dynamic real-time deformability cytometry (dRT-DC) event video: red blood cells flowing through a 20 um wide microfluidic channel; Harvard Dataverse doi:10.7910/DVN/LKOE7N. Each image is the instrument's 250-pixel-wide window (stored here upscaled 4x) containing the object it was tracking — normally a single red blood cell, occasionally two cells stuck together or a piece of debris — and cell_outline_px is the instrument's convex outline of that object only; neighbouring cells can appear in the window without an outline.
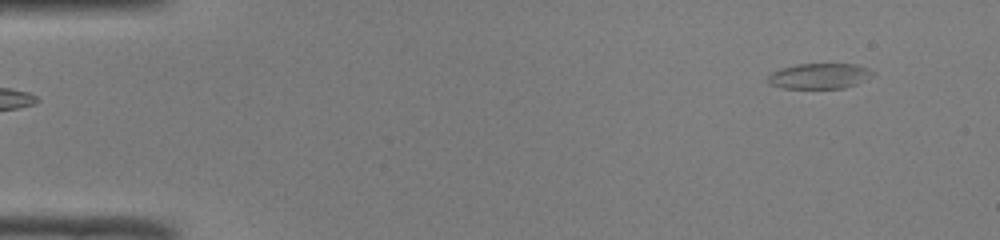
{"species": "common noctule bat (a hibernating species)", "species_latin": "Nyctalus noctula", "temperature_condition": "room temperature", "stored_images_in_passage": 47, "camera_frame_rate_fps": 3000, "um_per_image_px": 0.085, "animal": {"sex": "male", "body_mass_g": 19.0, "forearm_length_mm": 50.8}, "frame": {"image": 1, "passage_image": 1, "time_ms": 0.0, "image_size_px": [1000, 240], "cell_outline_px": [[872, 72], [856, 84], [844, 88], [784, 88], [772, 84], [768, 80], [768, 76], [772, 72], [780, 68], [796, 64], [856, 64], [868, 68]], "centroid_in_image_um": [69.59, 6.45], "position_along_channel_um": 15.4, "area_um2": 15.14}}
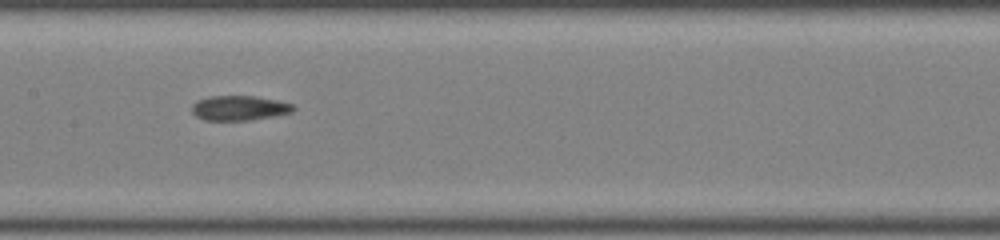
{"frame": {"image": 2, "passage_image": 22, "time_ms": 7.0, "image_size_px": [1000, 240], "cell_outline_px": [[296, 108], [292, 112], [272, 116], [248, 120], [204, 120], [196, 116], [192, 112], [192, 104], [196, 100], [212, 96], [252, 96], [276, 100], [292, 104]], "centroid_in_image_um": [20.31, 9.18], "position_along_channel_um": 187.1, "area_um2": 14.51}}
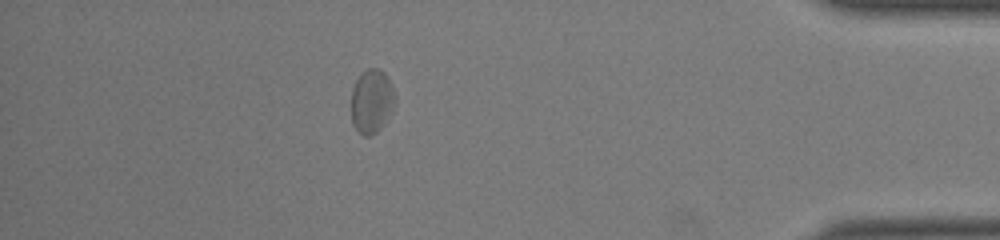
{"frame": {"image": 3, "passage_image": 41, "time_ms": 13.333, "image_size_px": [1000, 240], "cell_outline_px": [[396, 104], [384, 124], [376, 132], [368, 136], [364, 136], [356, 132], [352, 124], [352, 88], [356, 80], [368, 68], [376, 68], [384, 72], [392, 84], [396, 96]], "centroid_in_image_um": [31.61, 8.63], "position_along_channel_um": 403.6, "area_um2": 16.47}, "authors_computed_cell_mechanics": {"area_um2": 15.2592, "velocity_mm_per_s": 4.0769, "shape_relaxation_time_tau1_ms": null, "shape_relaxation_time_tau2_ms": 1.4833, "deformation_change_tau1": null, "deformation_change_tau2": 0.0766}}